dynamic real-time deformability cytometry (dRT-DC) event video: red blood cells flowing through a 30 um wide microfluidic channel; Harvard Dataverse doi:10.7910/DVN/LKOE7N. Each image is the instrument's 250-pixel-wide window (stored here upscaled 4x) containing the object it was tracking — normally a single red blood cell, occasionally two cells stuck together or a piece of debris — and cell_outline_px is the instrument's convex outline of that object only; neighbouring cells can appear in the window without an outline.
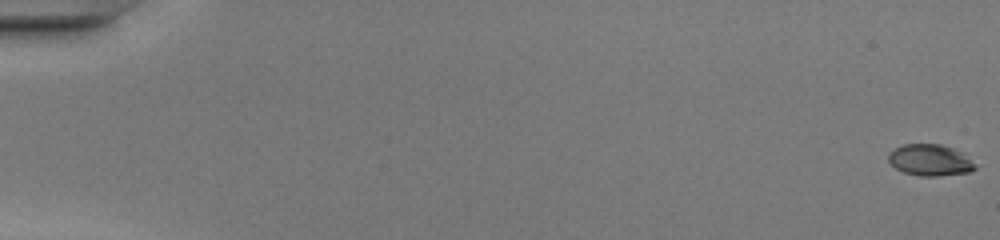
{"species": "common noctule bat (a hibernating species)", "species_latin": "Nyctalus noctula", "temperature_condition": "warm", "stored_images_in_passage": 50, "camera_frame_rate_fps": 3000, "um_per_image_px": 0.085, "animal": {"sex": "female", "body_mass_g": 20.0, "forearm_length_mm": 54.0}, "frame": {"image": 1, "passage_image": 1, "time_ms": 0.0, "image_size_px": [1000, 240], "cell_outline_px": [[976, 168], [968, 172], [940, 176], [920, 176], [904, 172], [896, 168], [888, 160], [888, 152], [904, 144], [940, 144], [964, 152], [976, 164]], "centroid_in_image_um": [79.08, 13.6], "position_along_channel_um": 5.9, "area_um2": 15.95}}
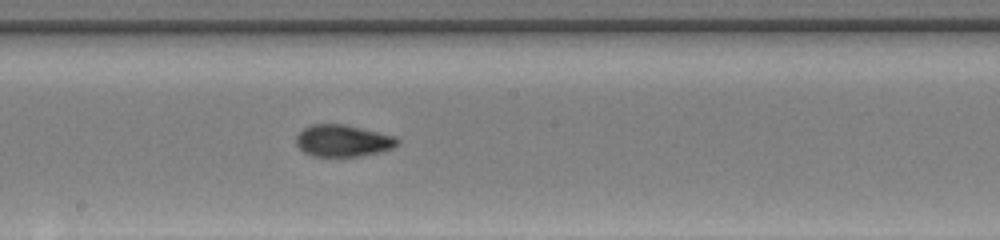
{"frame": {"image": 2, "passage_image": 29, "time_ms": 9.333, "image_size_px": [1000, 240], "cell_outline_px": [[400, 144], [392, 148], [380, 152], [360, 156], [312, 156], [304, 152], [296, 144], [296, 136], [304, 128], [312, 124], [344, 124], [392, 136], [400, 140]], "centroid_in_image_um": [29.13, 11.97], "position_along_channel_um": 219.1, "area_um2": 18.61}}
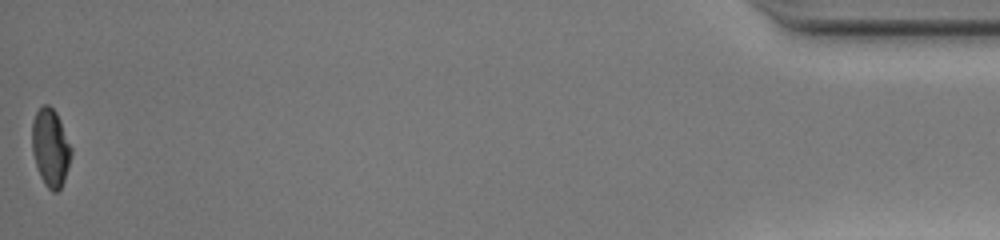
{"frame": {"image": 3, "passage_image": 50, "time_ms": 16.333, "image_size_px": [1000, 240], "cell_outline_px": [[72, 152], [68, 168], [64, 180], [60, 188], [56, 192], [52, 192], [44, 184], [40, 176], [32, 152], [32, 120], [36, 112], [44, 104], [48, 104], [56, 112], [60, 120], [72, 148]], "centroid_in_image_um": [4.29, 12.55], "position_along_channel_um": 430.9, "area_um2": 17.74}, "authors_computed_cell_mechanics": {"area_um2": 18.0914, "velocity_mm_per_s": 4.3048, "shape_relaxation_time_tau1_ms": 2.8841, "shape_relaxation_time_tau2_ms": 0.8112, "deformation_change_tau1": 0.1757, "deformation_change_tau2": 0.0554}}